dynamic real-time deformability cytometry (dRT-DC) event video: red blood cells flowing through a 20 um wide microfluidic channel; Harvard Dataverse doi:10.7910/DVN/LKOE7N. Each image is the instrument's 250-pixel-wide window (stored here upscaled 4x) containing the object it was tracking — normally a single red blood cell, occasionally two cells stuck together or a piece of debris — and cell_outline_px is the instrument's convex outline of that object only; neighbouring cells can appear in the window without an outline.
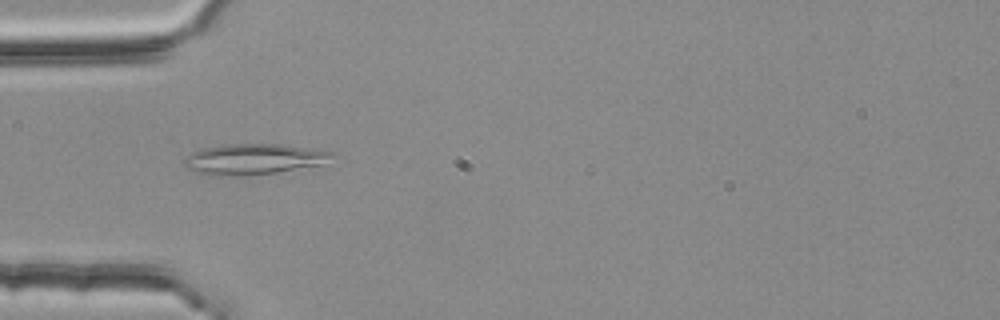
{"species": "common noctule bat (a hibernating species)", "species_latin": "Nyctalus noctula", "temperature_condition": "room temperature", "stored_images_in_passage": 46, "camera_frame_rate_fps": 3000, "um_per_image_px": 0.085, "animal": {"sex": "female", "body_mass_g": 25.1}, "frame": {"image": 1, "passage_image": 9, "time_ms": 2.667, "image_size_px": [1000, 320], "cell_outline_px": [[336, 152], [324, 164], [276, 172], [232, 176], [208, 176], [184, 168], [184, 160], [192, 152], [200, 148], [224, 144], [280, 144], [320, 148]], "centroid_in_image_um": [21.56, 13.51], "position_along_channel_um": 63.4, "area_um2": 26.82}}
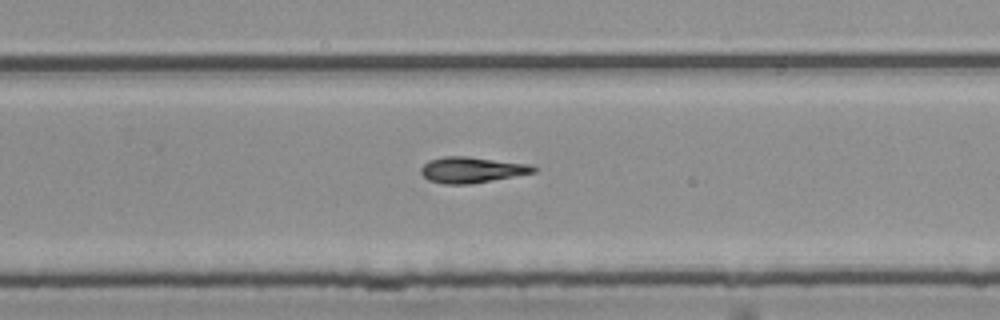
{"frame": {"image": 2, "passage_image": 27, "time_ms": 8.667, "image_size_px": [1000, 320], "cell_outline_px": [[536, 172], [468, 184], [444, 184], [428, 180], [420, 172], [420, 168], [428, 160], [444, 156], [468, 156], [532, 164], [536, 168]], "centroid_in_image_um": [40.08, 14.42], "position_along_channel_um": 289.7, "area_um2": 16.99}}
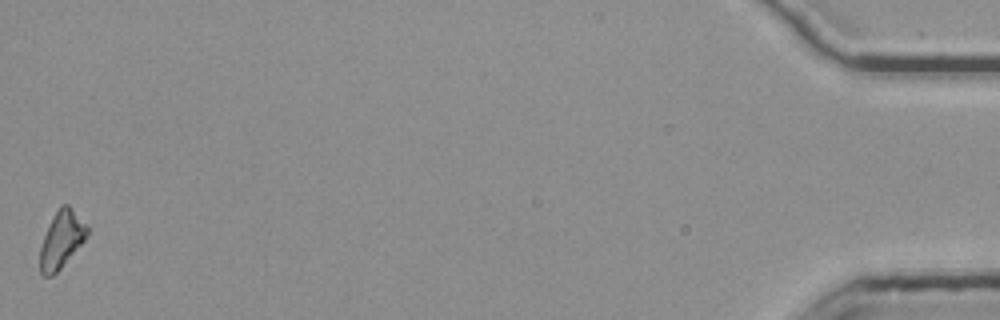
{"frame": {"image": 3, "passage_image": 46, "time_ms": 15.0, "image_size_px": [1000, 320], "cell_outline_px": [[88, 236], [60, 268], [52, 276], [44, 276], [40, 272], [40, 248], [44, 236], [52, 216], [60, 204], [68, 204], [88, 224]], "centroid_in_image_um": [5.24, 20.32], "position_along_channel_um": 430.0, "area_um2": 15.66}, "authors_computed_cell_mechanics": {"area_um2": 16.6175, "velocity_mm_per_s": 3.7906, "shape_relaxation_time_tau1_ms": null, "shape_relaxation_time_tau2_ms": 2.7095, "deformation_change_tau1": null, "deformation_change_tau2": 0.11}}